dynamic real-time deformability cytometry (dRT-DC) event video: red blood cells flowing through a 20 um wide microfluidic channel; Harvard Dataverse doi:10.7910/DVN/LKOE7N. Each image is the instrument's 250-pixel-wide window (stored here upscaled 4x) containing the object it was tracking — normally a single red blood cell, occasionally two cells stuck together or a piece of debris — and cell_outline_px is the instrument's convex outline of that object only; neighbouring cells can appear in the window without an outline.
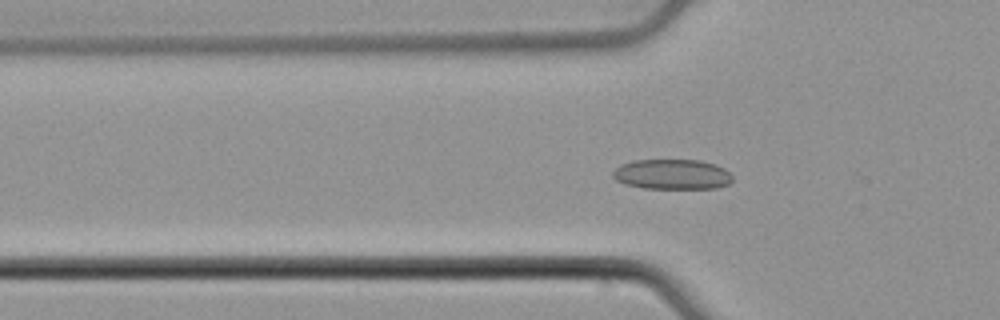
{"species": "common noctule bat (a hibernating species)", "species_latin": "Nyctalus noctula", "temperature_condition": "cold", "stored_images_in_passage": 55, "segment_of_instrument_passage": [1, 2], "camera_frame_rate_fps": 3000, "um_per_image_px": 0.085, "animal": {"sex": "male", "body_mass_g": 21.5, "forearm_length_mm": 52.0}, "frame": {"image": 1, "passage_image": 18, "time_ms": 5.667, "image_size_px": [1000, 320], "cell_outline_px": [[732, 180], [728, 184], [716, 188], [644, 188], [624, 184], [616, 180], [612, 176], [612, 172], [620, 164], [632, 160], [700, 160], [716, 164], [724, 168], [732, 176]], "centroid_in_image_um": [57.11, 14.81], "position_along_channel_um": 68.7, "area_um2": 21.1}}
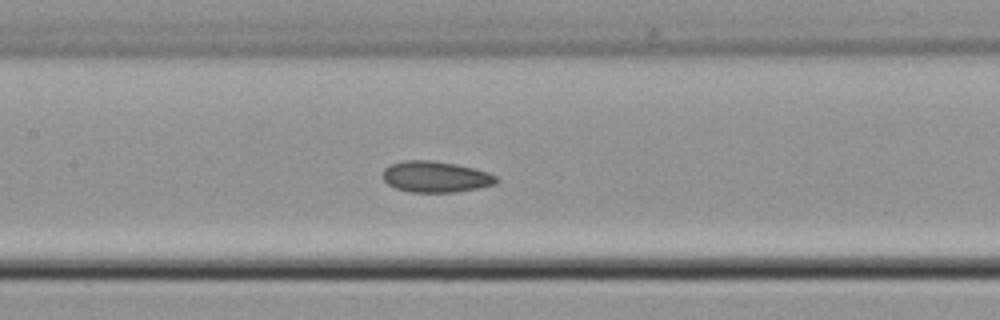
{"frame": {"image": 2, "passage_image": 26, "time_ms": 8.333, "image_size_px": [1000, 320], "cell_outline_px": [[500, 180], [496, 184], [456, 192], [408, 192], [396, 188], [388, 184], [384, 180], [384, 168], [388, 164], [404, 160], [428, 160], [456, 164], [488, 172], [496, 176]], "centroid_in_image_um": [37.02, 15.02], "position_along_channel_um": 170.4, "area_um2": 20.58}}
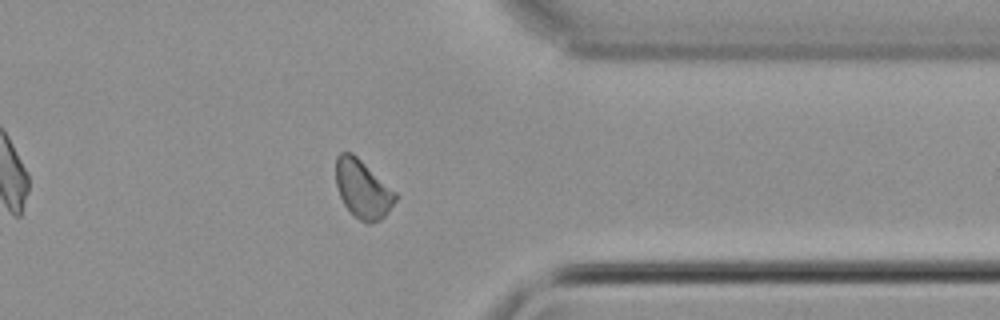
{"frame": {"image": 3, "passage_image": 43, "time_ms": 14.0, "image_size_px": [1000, 320], "cell_outline_px": [[396, 200], [388, 212], [380, 220], [372, 224], [368, 224], [360, 220], [344, 204], [340, 196], [336, 184], [336, 156], [340, 152], [352, 152], [396, 192]], "centroid_in_image_um": [30.83, 16.07], "position_along_channel_um": 380.6, "area_um2": 20.0}}